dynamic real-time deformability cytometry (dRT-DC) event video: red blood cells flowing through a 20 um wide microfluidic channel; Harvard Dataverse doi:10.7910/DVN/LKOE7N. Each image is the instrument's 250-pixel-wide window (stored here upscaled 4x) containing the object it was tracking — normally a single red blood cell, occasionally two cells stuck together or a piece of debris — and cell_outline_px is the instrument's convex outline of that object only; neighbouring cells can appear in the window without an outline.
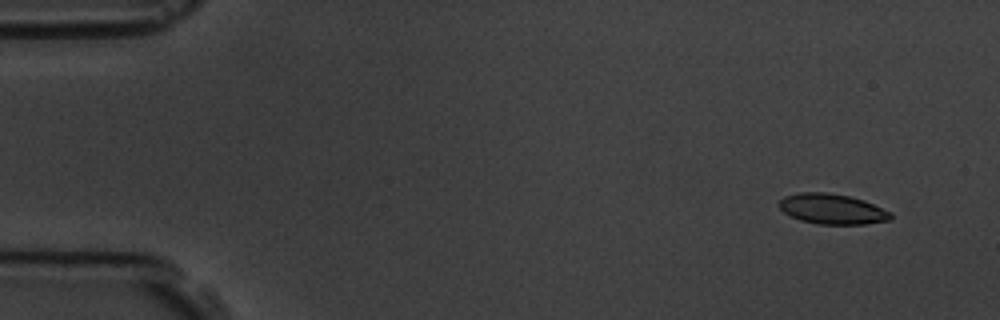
{"species": "common noctule bat (a hibernating species)", "species_latin": "Nyctalus noctula", "temperature_condition": "room temperature", "stored_images_in_passage": 6, "camera_frame_rate_fps": 3000, "um_per_image_px": 0.085, "animal": {"sex": "male", "body_mass_g": 19.5, "forearm_length_mm": 54.6}, "frame": {"image": 1, "passage_image": 2, "time_ms": 1.0, "image_size_px": [1000, 320], "cell_outline_px": [[892, 220], [864, 224], [816, 224], [800, 220], [784, 212], [776, 204], [784, 196], [800, 192], [828, 192], [848, 196], [864, 200], [892, 212]], "centroid_in_image_um": [70.74, 17.76], "position_along_channel_um": 14.3, "area_um2": 19.83}}
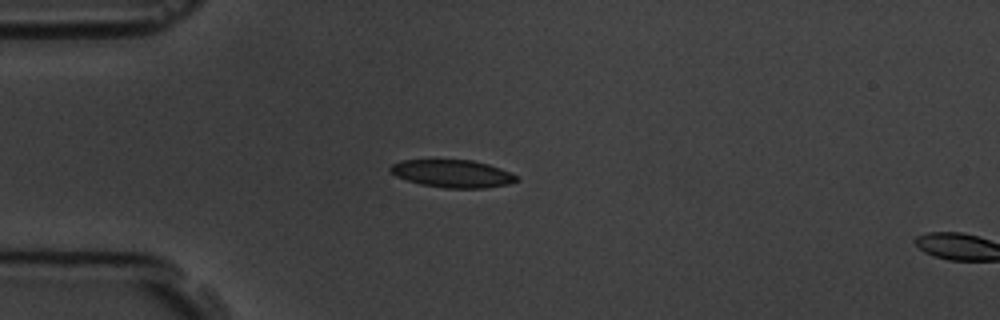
{"frame": {"image": 2, "passage_image": 5, "time_ms": 4.667, "image_size_px": [1000, 320], "cell_outline_px": [[520, 180], [508, 184], [484, 188], [444, 188], [420, 184], [396, 176], [388, 172], [388, 168], [392, 164], [400, 160], [472, 160], [488, 164], [500, 168], [516, 176]], "centroid_in_image_um": [38.42, 14.76], "position_along_channel_um": 46.6, "area_um2": 20.35}}